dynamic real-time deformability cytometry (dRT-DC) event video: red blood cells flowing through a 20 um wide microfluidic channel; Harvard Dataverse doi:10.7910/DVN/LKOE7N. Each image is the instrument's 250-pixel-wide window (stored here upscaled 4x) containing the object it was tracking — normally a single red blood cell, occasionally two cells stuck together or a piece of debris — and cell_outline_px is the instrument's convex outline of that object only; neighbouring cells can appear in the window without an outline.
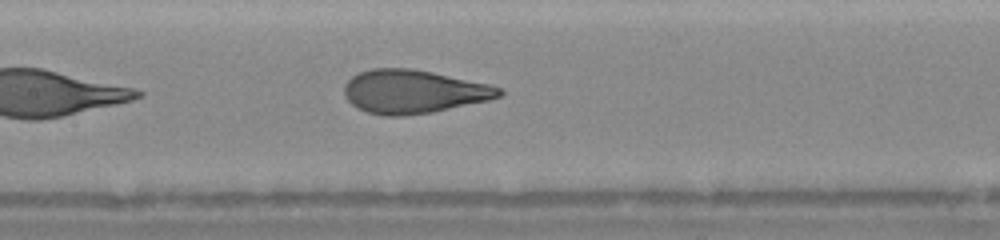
{"species": "human", "species_latin": "Homo sapiens", "temperature_condition": "warm", "stored_images_in_passage": 12, "camera_frame_rate_fps": 3000, "um_per_image_px": 0.085, "donor": {"sex": "female"}, "frame": {"image": 1, "passage_image": 12, "time_ms": 6.667, "image_size_px": [1000, 240], "cell_outline_px": [[504, 92], [500, 96], [488, 100], [432, 112], [404, 116], [384, 116], [368, 112], [352, 104], [344, 96], [344, 84], [352, 76], [360, 72], [372, 68], [412, 68], [492, 84], [500, 88]], "centroid_in_image_um": [35.15, 7.78], "position_along_channel_um": 172.3, "area_um2": 39.25}}